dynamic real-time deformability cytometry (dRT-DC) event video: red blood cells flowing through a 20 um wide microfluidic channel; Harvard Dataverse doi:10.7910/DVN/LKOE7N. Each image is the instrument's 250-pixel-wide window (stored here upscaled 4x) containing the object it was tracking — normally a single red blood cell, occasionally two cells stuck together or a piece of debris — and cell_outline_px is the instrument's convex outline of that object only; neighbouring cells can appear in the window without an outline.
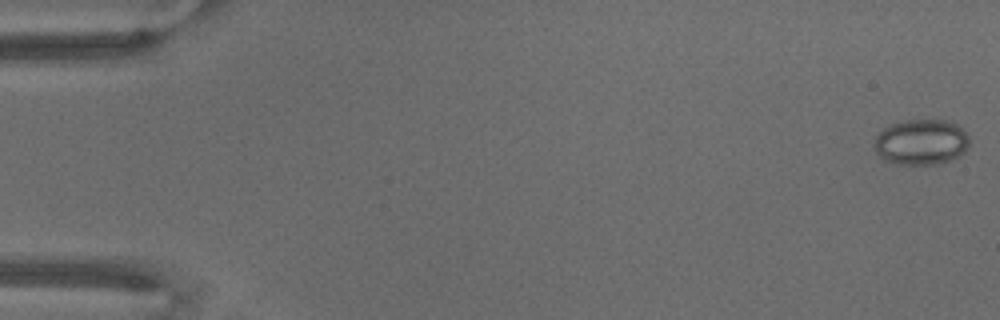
{"species": "common noctule bat (a hibernating species)", "species_latin": "Nyctalus noctula", "temperature_condition": "warm", "stored_images_in_passage": 70, "camera_frame_rate_fps": 3000, "um_per_image_px": 0.085, "animal": {"sex": "male", "body_mass_g": 18.8}, "frame": {"image": 1, "passage_image": 1, "time_ms": 0.0, "image_size_px": [1000, 320], "cell_outline_px": [[968, 144], [964, 152], [948, 160], [936, 164], [896, 164], [884, 160], [876, 152], [872, 144], [876, 136], [884, 128], [900, 120], [952, 120], [968, 136]], "centroid_in_image_um": [78.25, 12.06], "position_along_channel_um": 6.7, "area_um2": 25.2}}
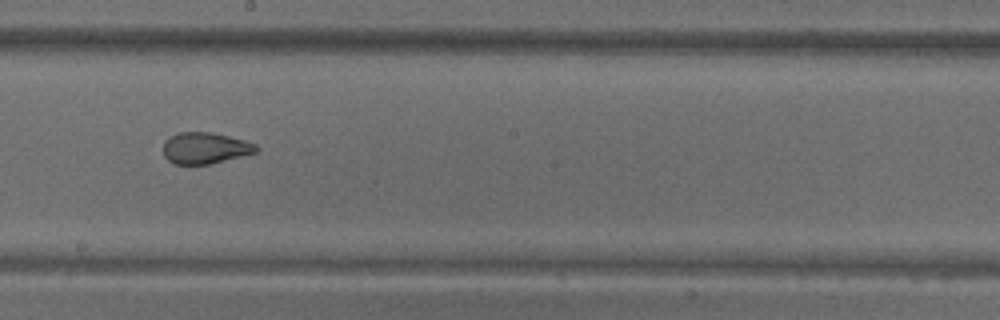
{"frame": {"image": 2, "passage_image": 40, "time_ms": 13.0, "image_size_px": [1000, 320], "cell_outline_px": [[260, 148], [256, 152], [208, 164], [176, 164], [168, 160], [164, 156], [164, 140], [180, 132], [212, 132], [244, 140], [256, 144]], "centroid_in_image_um": [17.43, 12.58], "position_along_channel_um": 230.8, "area_um2": 16.76}}
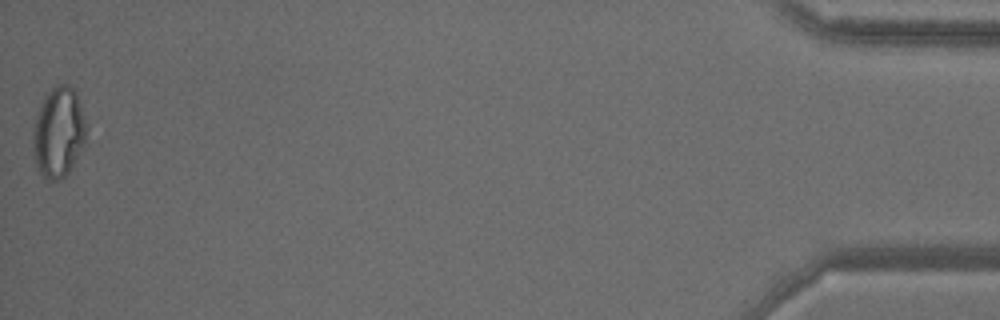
{"frame": {"image": 3, "passage_image": 70, "time_ms": 23.0, "image_size_px": [1000, 320], "cell_outline_px": [[88, 124], [84, 144], [68, 172], [60, 180], [44, 180], [36, 164], [32, 140], [32, 128], [36, 116], [44, 96], [56, 84], [68, 84], [76, 92]], "centroid_in_image_um": [4.98, 11.23], "position_along_channel_um": 430.2, "area_um2": 28.26}}